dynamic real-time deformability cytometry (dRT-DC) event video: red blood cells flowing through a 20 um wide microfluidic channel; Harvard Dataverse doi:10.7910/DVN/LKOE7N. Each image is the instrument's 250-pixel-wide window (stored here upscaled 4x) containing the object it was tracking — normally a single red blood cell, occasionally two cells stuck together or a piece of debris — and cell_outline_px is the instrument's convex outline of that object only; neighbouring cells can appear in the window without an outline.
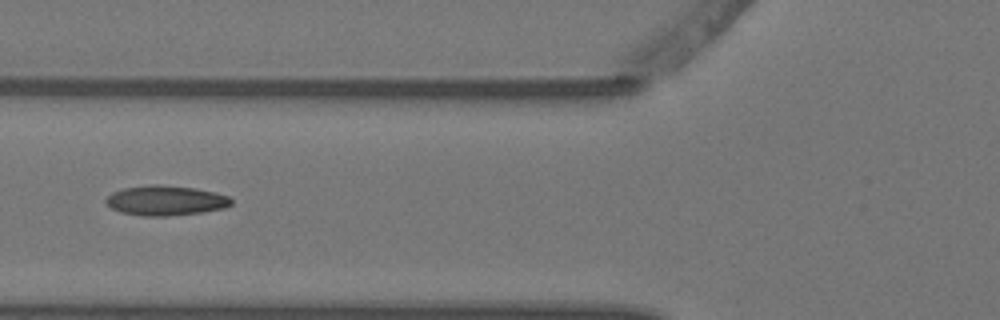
{"species": "Egyptian fruit bat (a non-hibernating species)", "species_latin": "Rousettus aegyptiacus", "temperature_condition": "warm", "stored_images_in_passage": 2, "camera_frame_rate_fps": 3000, "um_per_image_px": 0.085, "animal": {"sex": "female"}, "frame": {"image": 1, "passage_image": 2, "time_ms": 0.333, "image_size_px": [1000, 320], "cell_outline_px": [[232, 204], [224, 208], [200, 212], [164, 216], [144, 216], [120, 212], [112, 208], [104, 200], [112, 192], [124, 188], [148, 184], [160, 184], [196, 188], [216, 192], [228, 196], [232, 200]], "centroid_in_image_um": [14.08, 17.03], "position_along_channel_um": 111.7, "area_um2": 21.85}}